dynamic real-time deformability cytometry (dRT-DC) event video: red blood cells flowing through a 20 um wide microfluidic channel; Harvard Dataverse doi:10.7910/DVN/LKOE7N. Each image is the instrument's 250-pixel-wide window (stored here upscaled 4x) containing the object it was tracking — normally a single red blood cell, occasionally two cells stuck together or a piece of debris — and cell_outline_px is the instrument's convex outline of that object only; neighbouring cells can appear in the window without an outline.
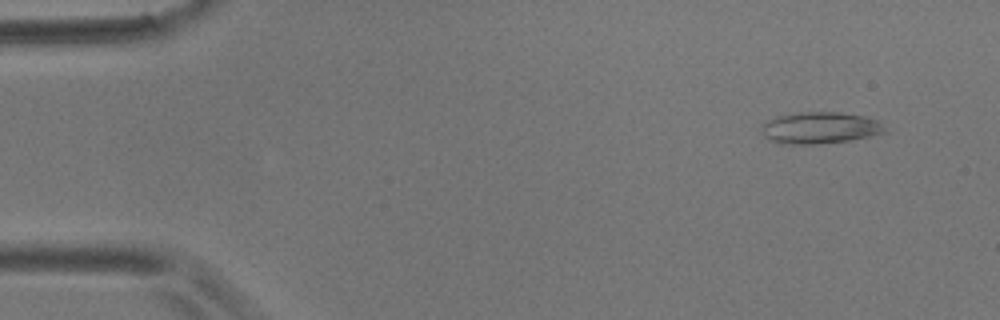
{"species": "common noctule bat (a hibernating species)", "species_latin": "Nyctalus noctula", "temperature_condition": "room temperature", "stored_images_in_passage": 6, "camera_frame_rate_fps": 3000, "um_per_image_px": 0.085, "animal": {"sex": "male", "body_mass_g": 17.9}, "frame": {"image": 1, "passage_image": 2, "time_ms": 1.0, "image_size_px": [1000, 320], "cell_outline_px": [[888, 132], [848, 140], [816, 144], [792, 144], [772, 140], [764, 136], [760, 132], [760, 124], [776, 116], [800, 112], [840, 112], [864, 116], [876, 120]], "centroid_in_image_um": [69.64, 10.85], "position_along_channel_um": 15.4, "area_um2": 22.54}}